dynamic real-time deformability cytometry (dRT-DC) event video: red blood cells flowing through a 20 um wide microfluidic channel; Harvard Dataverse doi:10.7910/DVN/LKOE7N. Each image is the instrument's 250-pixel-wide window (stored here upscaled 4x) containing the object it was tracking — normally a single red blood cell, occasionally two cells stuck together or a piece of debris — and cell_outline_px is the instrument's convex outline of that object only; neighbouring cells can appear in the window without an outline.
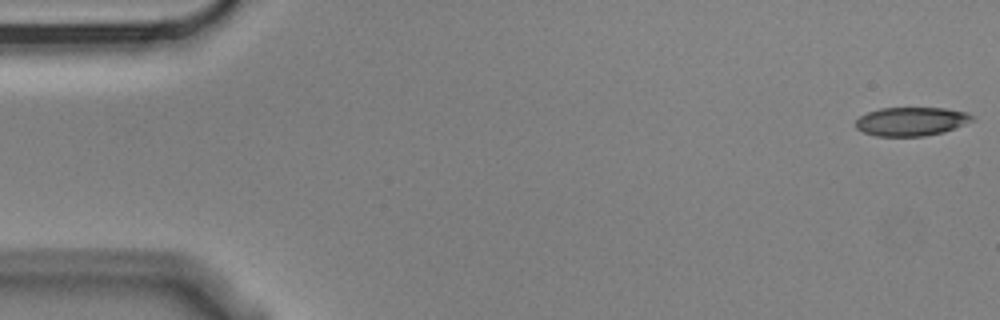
{"species": "Egyptian fruit bat (a non-hibernating species)", "species_latin": "Rousettus aegyptiacus", "temperature_condition": "cold", "stored_images_in_passage": 6, "camera_frame_rate_fps": 3000, "um_per_image_px": 0.085, "animal": {"sex": "male"}, "frame": {"image": 1, "passage_image": 1, "time_ms": 0.0, "image_size_px": [1000, 320], "cell_outline_px": [[976, 120], [956, 128], [944, 132], [924, 136], [876, 136], [864, 132], [856, 128], [856, 120], [860, 116], [868, 112], [880, 108], [944, 108], [968, 112]], "centroid_in_image_um": [77.5, 10.32], "position_along_channel_um": 7.5, "area_um2": 19.59}}
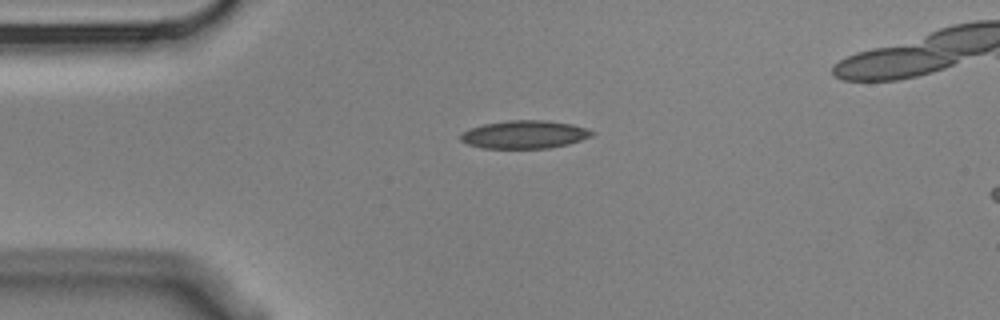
{"frame": {"image": 2, "passage_image": 4, "time_ms": 1.0, "image_size_px": [1000, 320], "cell_outline_px": [[592, 136], [568, 144], [548, 148], [484, 148], [468, 144], [460, 140], [460, 132], [468, 128], [484, 124], [508, 120], [544, 120], [572, 124], [584, 128], [592, 132]], "centroid_in_image_um": [44.51, 11.43], "position_along_channel_um": 40.5, "area_um2": 21.33}}
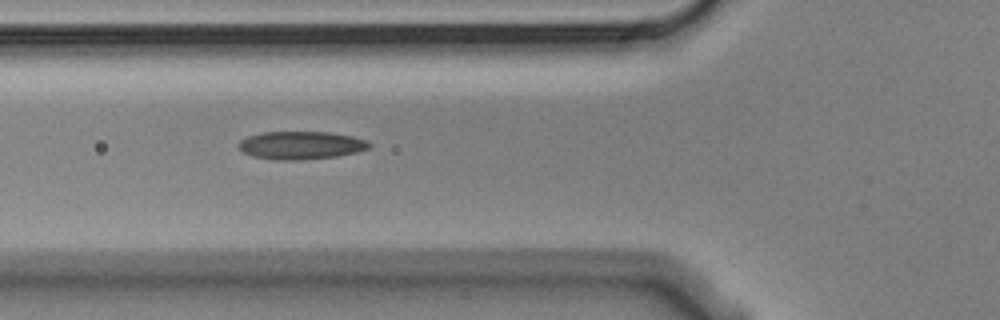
{"frame": {"image": 3, "passage_image": 6, "time_ms": 1.667, "image_size_px": [1000, 320], "cell_outline_px": [[372, 148], [356, 152], [336, 156], [304, 160], [276, 160], [252, 156], [244, 152], [240, 148], [240, 140], [248, 136], [264, 132], [328, 132], [352, 136], [368, 140], [372, 144]], "centroid_in_image_um": [25.64, 12.35], "position_along_channel_um": 100.2, "area_um2": 21.33}}